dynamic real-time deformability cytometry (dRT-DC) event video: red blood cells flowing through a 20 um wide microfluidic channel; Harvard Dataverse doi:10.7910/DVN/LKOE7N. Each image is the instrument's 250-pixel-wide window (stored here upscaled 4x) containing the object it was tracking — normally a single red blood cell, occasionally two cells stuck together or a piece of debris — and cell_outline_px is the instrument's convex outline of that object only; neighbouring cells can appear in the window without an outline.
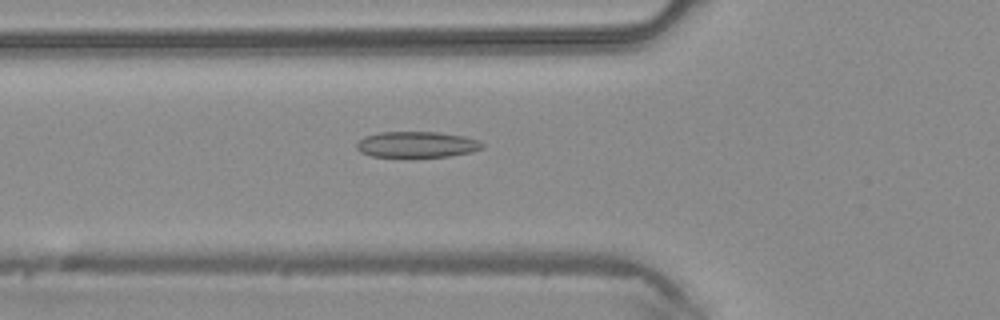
{"species": "common noctule bat (a hibernating species)", "species_latin": "Nyctalus noctula", "temperature_condition": "warm", "stored_images_in_passage": 45, "camera_frame_rate_fps": 3000, "um_per_image_px": 0.085, "animal": {"sex": "male", "body_mass_g": 20.4}, "frame": {"image": 1, "passage_image": 16, "time_ms": 5.0, "image_size_px": [1000, 320], "cell_outline_px": [[484, 148], [472, 152], [448, 156], [412, 160], [408, 160], [372, 156], [360, 152], [356, 148], [356, 144], [364, 136], [380, 132], [436, 132], [464, 136], [480, 140], [484, 144]], "centroid_in_image_um": [35.42, 12.33], "position_along_channel_um": 90.4, "area_um2": 20.06}}
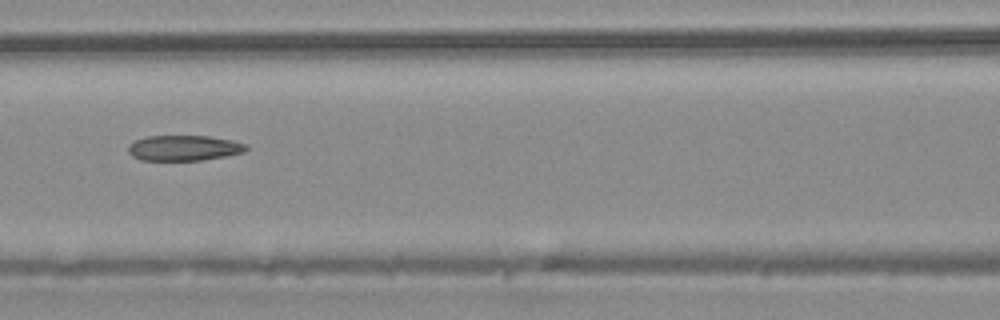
{"frame": {"image": 2, "passage_image": 20, "time_ms": 6.333, "image_size_px": [1000, 320], "cell_outline_px": [[248, 148], [244, 152], [224, 156], [200, 160], [140, 160], [132, 156], [128, 152], [128, 144], [136, 140], [148, 136], [208, 136], [232, 140], [248, 144]], "centroid_in_image_um": [15.63, 12.57], "position_along_channel_um": 151.0, "area_um2": 17.46}}
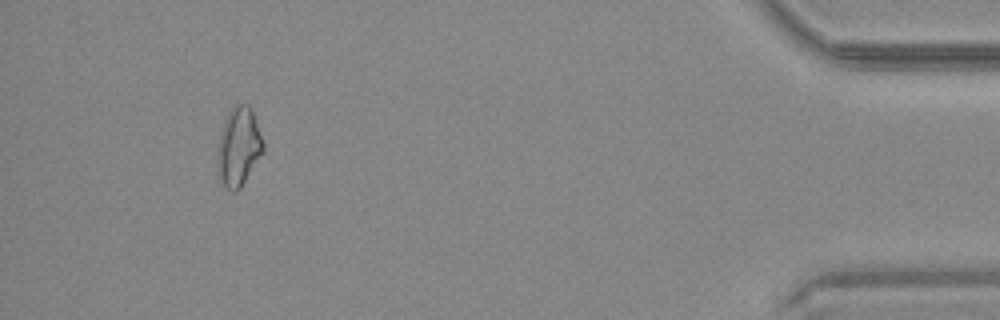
{"frame": {"image": 3, "passage_image": 42, "time_ms": 13.667, "image_size_px": [1000, 320], "cell_outline_px": [[264, 152], [240, 188], [236, 192], [232, 192], [224, 188], [216, 172], [216, 156], [220, 136], [224, 120], [228, 112], [236, 104], [248, 104], [252, 108], [264, 140]], "centroid_in_image_um": [20.28, 12.5], "position_along_channel_um": 414.9, "area_um2": 21.56}}